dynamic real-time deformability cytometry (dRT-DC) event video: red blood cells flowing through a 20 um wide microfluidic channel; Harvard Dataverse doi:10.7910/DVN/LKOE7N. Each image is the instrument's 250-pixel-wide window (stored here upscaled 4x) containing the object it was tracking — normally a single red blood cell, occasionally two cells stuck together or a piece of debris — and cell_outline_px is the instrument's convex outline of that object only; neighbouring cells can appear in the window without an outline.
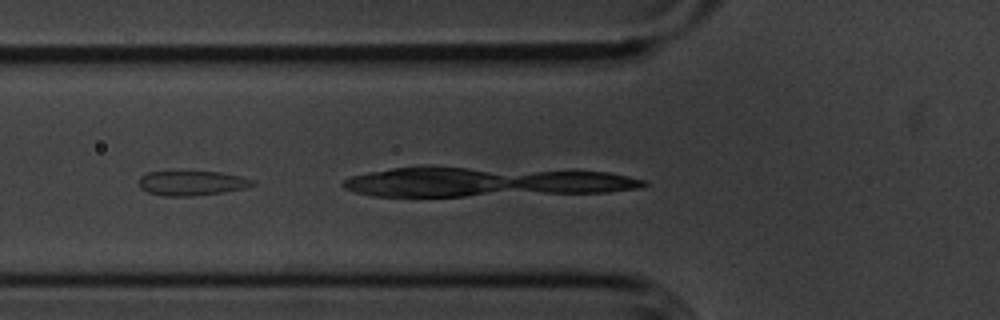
{"species": "common noctule bat (a hibernating species)", "species_latin": "Nyctalus noctula", "temperature_condition": "cold", "stored_images_in_passage": 22, "camera_frame_rate_fps": 3000, "um_per_image_px": 0.085, "animal": {"sex": "male", "body_mass_g": 20.1, "forearm_length_mm": 53.5}, "frame": {"image": 1, "passage_image": 10, "time_ms": 3.0, "image_size_px": [1000, 320], "cell_outline_px": [[256, 184], [244, 188], [224, 192], [192, 196], [160, 196], [148, 192], [140, 188], [140, 176], [148, 172], [220, 172], [240, 176], [252, 180]], "centroid_in_image_um": [16.29, 15.57], "position_along_channel_um": 109.5, "area_um2": 16.18}}